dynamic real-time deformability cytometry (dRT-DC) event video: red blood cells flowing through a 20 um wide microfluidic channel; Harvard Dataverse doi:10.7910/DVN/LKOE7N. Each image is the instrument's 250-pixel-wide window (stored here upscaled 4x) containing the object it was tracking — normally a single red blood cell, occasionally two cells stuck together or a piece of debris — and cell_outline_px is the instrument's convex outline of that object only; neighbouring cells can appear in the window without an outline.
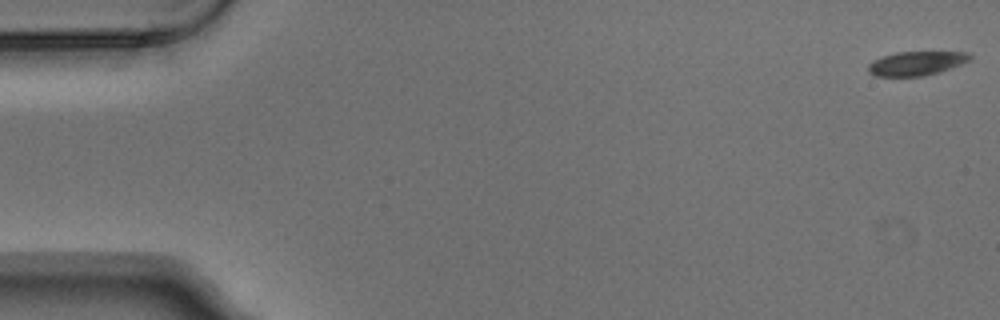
{"species": "Egyptian fruit bat (a non-hibernating species)", "species_latin": "Rousettus aegyptiacus", "temperature_condition": "warm", "stored_images_in_passage": 6, "camera_frame_rate_fps": 3000, "um_per_image_px": 0.085, "animal": {"sex": "male"}, "frame": {"image": 1, "passage_image": 1, "time_ms": 0.0, "image_size_px": [1000, 320], "cell_outline_px": [[972, 60], [940, 72], [924, 76], [876, 76], [868, 72], [868, 64], [872, 60], [896, 52], [968, 52], [972, 56]], "centroid_in_image_um": [77.91, 5.38], "position_along_channel_um": 7.1, "area_um2": 14.33}}
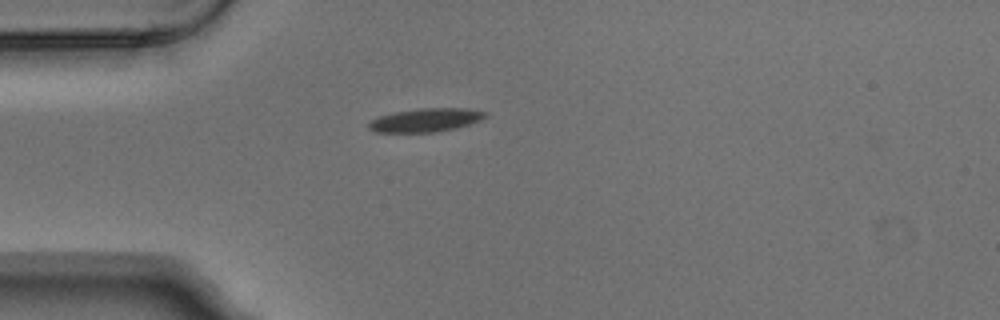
{"frame": {"image": 2, "passage_image": 5, "time_ms": 1.333, "image_size_px": [1000, 320], "cell_outline_px": [[488, 116], [480, 120], [456, 128], [436, 132], [376, 132], [368, 128], [368, 124], [372, 120], [380, 116], [396, 112], [420, 108], [468, 108], [488, 112]], "centroid_in_image_um": [36.23, 10.2], "position_along_channel_um": 48.8, "area_um2": 15.9}}